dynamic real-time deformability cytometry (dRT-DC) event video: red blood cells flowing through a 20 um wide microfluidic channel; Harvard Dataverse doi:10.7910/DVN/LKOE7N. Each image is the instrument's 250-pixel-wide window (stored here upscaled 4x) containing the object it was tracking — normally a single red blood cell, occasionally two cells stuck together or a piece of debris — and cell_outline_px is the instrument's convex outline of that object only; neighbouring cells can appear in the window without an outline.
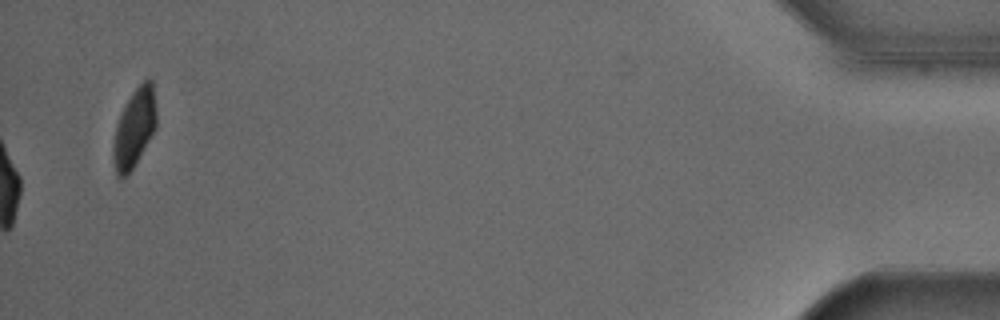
{"species": "Egyptian fruit bat (a non-hibernating species)", "species_latin": "Rousettus aegyptiacus", "temperature_condition": "cold", "stored_images_in_passage": 54, "camera_frame_rate_fps": 3000, "um_per_image_px": 0.085, "animal": {"sex": "male"}, "frame": {"image": 1, "passage_image": 54, "time_ms": 17.667, "image_size_px": [1000, 320], "cell_outline_px": [[156, 128], [132, 168], [124, 176], [116, 176], [112, 160], [112, 144], [116, 124], [124, 104], [132, 92], [148, 76], [152, 80], [156, 108]], "centroid_in_image_um": [11.4, 10.84], "position_along_channel_um": 423.8, "area_um2": 19.83}, "authors_computed_cell_mechanics": {"area_um2": 25.6921, "velocity_mm_per_s": 3.8539, "shape_relaxation_time_tau1_ms": 2.4465, "shape_relaxation_time_tau2_ms": null, "deformation_change_tau1": 0.1207, "deformation_change_tau2": null}}